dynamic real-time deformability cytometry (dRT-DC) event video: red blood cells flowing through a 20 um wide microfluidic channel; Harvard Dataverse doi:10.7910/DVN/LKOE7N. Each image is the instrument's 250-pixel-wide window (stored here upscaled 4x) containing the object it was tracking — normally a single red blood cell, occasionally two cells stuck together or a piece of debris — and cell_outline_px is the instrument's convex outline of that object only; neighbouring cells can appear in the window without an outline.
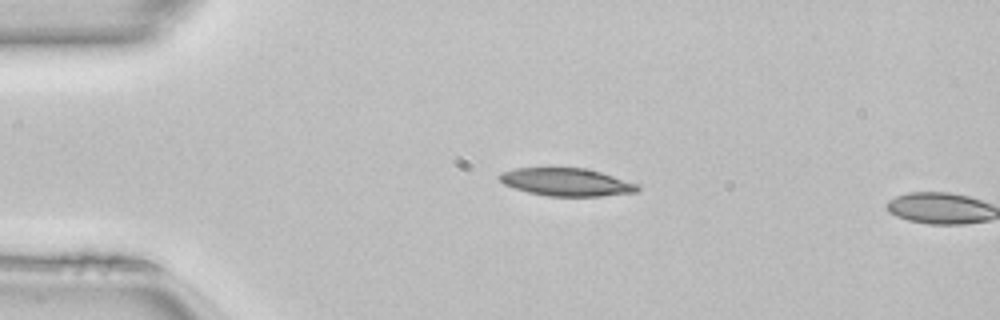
{"species": "common noctule bat (a hibernating species)", "species_latin": "Nyctalus noctula", "temperature_condition": "room temperature", "stored_images_in_passage": 2, "camera_frame_rate_fps": 3000, "um_per_image_px": 0.085, "animal": {"sex": "female", "body_mass_g": 22.7, "forearm_length_mm": 54.2}, "frame": {"image": 1, "passage_image": 1, "time_ms": 0.0, "image_size_px": [1000, 320], "cell_outline_px": [[640, 188], [636, 192], [600, 196], [548, 196], [528, 192], [504, 184], [496, 176], [500, 172], [516, 168], [584, 168], [600, 172], [640, 184]], "centroid_in_image_um": [48.15, 15.47], "position_along_channel_um": 36.9, "area_um2": 22.31}}